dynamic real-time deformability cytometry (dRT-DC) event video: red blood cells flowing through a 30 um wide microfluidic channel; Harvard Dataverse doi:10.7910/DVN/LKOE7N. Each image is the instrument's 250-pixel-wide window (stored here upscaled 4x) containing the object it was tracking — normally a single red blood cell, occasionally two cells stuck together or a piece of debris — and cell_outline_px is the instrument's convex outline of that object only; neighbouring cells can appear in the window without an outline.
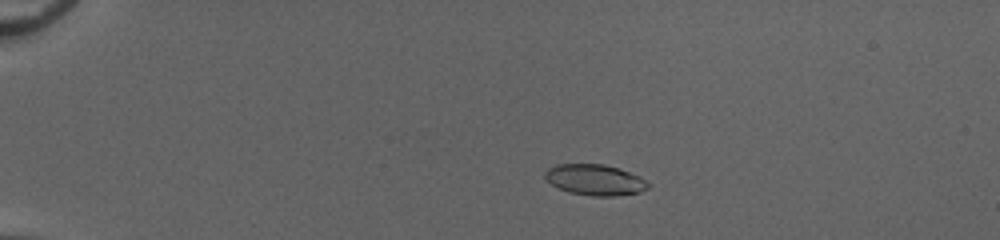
{"species": "common noctule bat (a hibernating species)", "species_latin": "Nyctalus noctula", "temperature_condition": "cold", "stored_images_in_passage": 54, "camera_frame_rate_fps": 3000, "um_per_image_px": 0.085, "animal": {"sex": "female", "body_mass_g": 20.0, "forearm_length_mm": 54.0}, "frame": {"image": 1, "passage_image": 13, "time_ms": 4.0, "image_size_px": [1000, 240], "cell_outline_px": [[648, 188], [640, 192], [616, 196], [592, 196], [568, 192], [552, 184], [544, 176], [544, 172], [548, 168], [556, 164], [604, 164], [620, 168], [640, 176], [648, 184]], "centroid_in_image_um": [50.57, 15.28], "position_along_channel_um": 34.4, "area_um2": 18.55}}
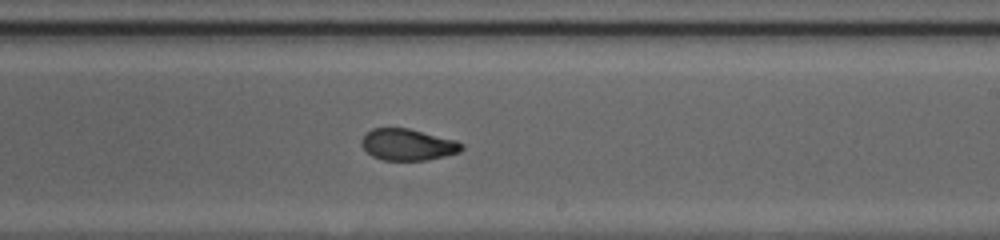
{"frame": {"image": 2, "passage_image": 35, "time_ms": 11.333, "image_size_px": [1000, 240], "cell_outline_px": [[464, 148], [460, 152], [428, 160], [384, 160], [372, 156], [360, 144], [360, 140], [372, 128], [408, 128], [456, 140], [464, 144]], "centroid_in_image_um": [34.68, 12.29], "position_along_channel_um": 254.3, "area_um2": 18.38}}
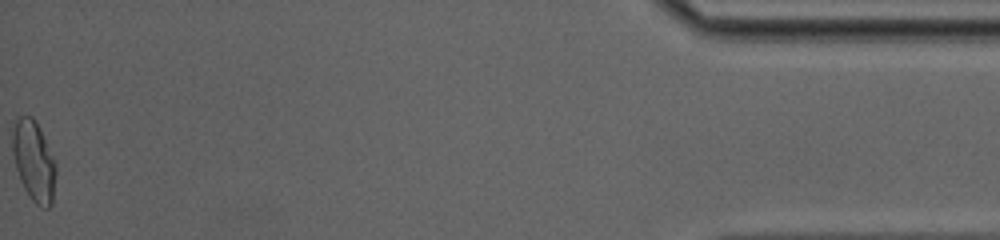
{"frame": {"image": 3, "passage_image": 54, "time_ms": 17.667, "image_size_px": [1000, 240], "cell_outline_px": [[56, 172], [52, 204], [48, 208], [40, 208], [28, 196], [20, 180], [16, 168], [12, 152], [12, 132], [16, 120], [20, 116], [32, 116], [56, 160]], "centroid_in_image_um": [2.88, 13.73], "position_along_channel_um": 432.3, "area_um2": 20.4}, "authors_computed_cell_mechanics": {"area_um2": 18.9584, "velocity_mm_per_s": 4.0777, "shape_relaxation_time_tau1_ms": null, "shape_relaxation_time_tau2_ms": 1.3317, "deformation_change_tau1": null, "deformation_change_tau2": 0.0686}}